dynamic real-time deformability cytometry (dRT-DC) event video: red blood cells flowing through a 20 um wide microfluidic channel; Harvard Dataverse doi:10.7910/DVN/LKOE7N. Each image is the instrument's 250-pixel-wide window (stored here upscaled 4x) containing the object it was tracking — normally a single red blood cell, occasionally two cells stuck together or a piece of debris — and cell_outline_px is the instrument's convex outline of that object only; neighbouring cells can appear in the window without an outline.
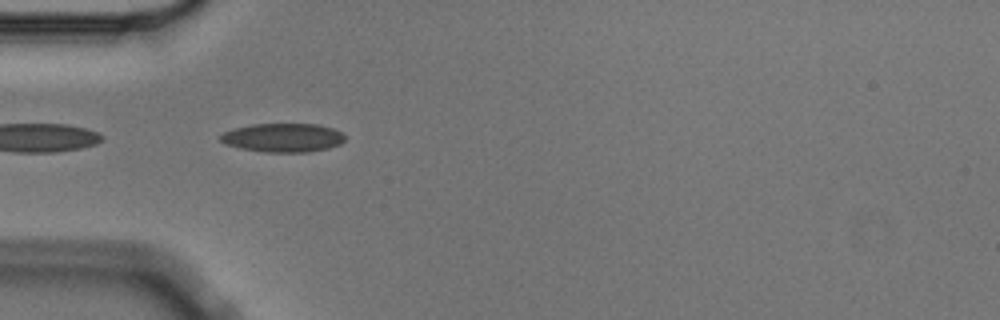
{"species": "Egyptian fruit bat (a non-hibernating species)", "species_latin": "Rousettus aegyptiacus", "temperature_condition": "cold", "stored_images_in_passage": 5, "camera_frame_rate_fps": 3000, "um_per_image_px": 0.085, "animal": {"sex": "male"}, "frame": {"image": 1, "passage_image": 4, "time_ms": 1.0, "image_size_px": [1000, 320], "cell_outline_px": [[344, 140], [340, 144], [328, 148], [308, 152], [264, 152], [240, 148], [224, 144], [220, 140], [220, 136], [224, 132], [236, 128], [252, 124], [316, 124], [332, 128], [340, 132], [344, 136]], "centroid_in_image_um": [24.04, 11.71], "position_along_channel_um": 61.0, "area_um2": 20.75}}
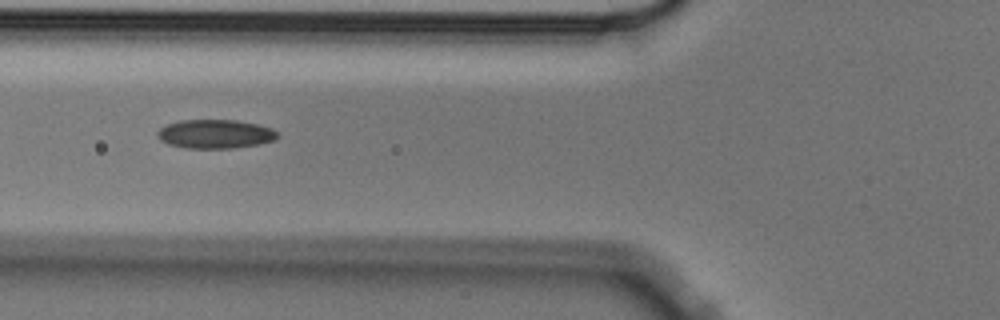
{"frame": {"image": 2, "passage_image": 5, "time_ms": 1.333, "image_size_px": [1000, 320], "cell_outline_px": [[280, 136], [276, 140], [260, 144], [232, 148], [184, 148], [168, 144], [160, 140], [156, 136], [156, 132], [160, 128], [168, 124], [180, 120], [236, 120], [256, 124], [272, 128], [280, 132]], "centroid_in_image_um": [18.32, 11.39], "position_along_channel_um": 107.5, "area_um2": 20.46}}